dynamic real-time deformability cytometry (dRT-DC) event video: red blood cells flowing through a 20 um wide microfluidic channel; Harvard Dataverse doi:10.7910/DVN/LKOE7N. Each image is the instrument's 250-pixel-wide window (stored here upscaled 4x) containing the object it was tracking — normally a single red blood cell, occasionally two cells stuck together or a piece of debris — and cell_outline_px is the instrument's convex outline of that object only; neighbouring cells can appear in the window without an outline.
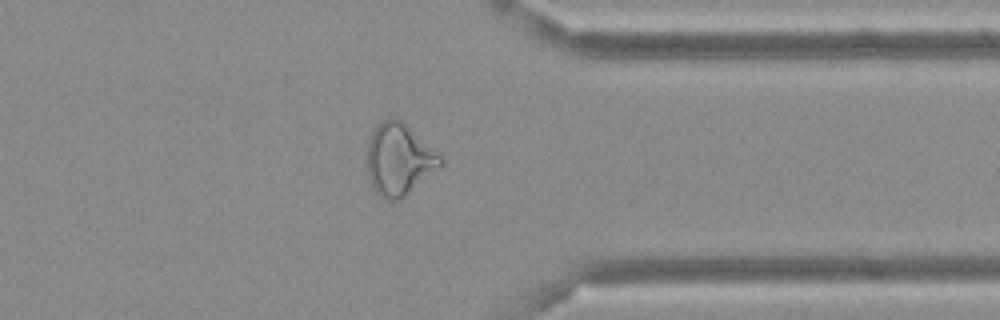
{"species": "Egyptian fruit bat (a non-hibernating species)", "species_latin": "Rousettus aegyptiacus", "temperature_condition": "cold", "stored_images_in_passage": 35, "camera_frame_rate_fps": 3000, "um_per_image_px": 0.085, "frame": {"image": 1, "passage_image": 25, "time_ms": 8.0, "image_size_px": [1000, 320], "cell_outline_px": [[444, 164], [404, 196], [396, 200], [384, 200], [376, 192], [368, 176], [368, 140], [372, 132], [384, 120], [396, 116], [432, 148], [444, 160]], "centroid_in_image_um": [33.91, 13.56], "position_along_channel_um": 377.5, "area_um2": 30.0}}